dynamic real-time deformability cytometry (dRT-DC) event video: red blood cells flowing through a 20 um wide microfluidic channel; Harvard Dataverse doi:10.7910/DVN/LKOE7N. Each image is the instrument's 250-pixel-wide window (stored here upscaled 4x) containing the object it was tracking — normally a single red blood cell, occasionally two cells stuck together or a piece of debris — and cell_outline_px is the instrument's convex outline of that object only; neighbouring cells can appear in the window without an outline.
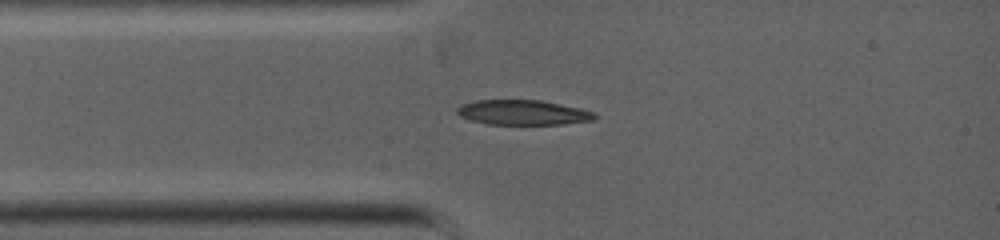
{"species": "common noctule bat (a hibernating species)", "species_latin": "Nyctalus noctula", "temperature_condition": "warm", "stored_images_in_passage": 1, "camera_frame_rate_fps": 5000, "um_per_image_px": 0.085, "animal": {"sex": "female", "body_mass_g": 19.0, "forearm_length_mm": 53.3}, "frame": {"image": 1, "passage_image": 1, "time_ms": 0.0, "image_size_px": [1000, 240], "cell_outline_px": [[596, 116], [592, 120], [560, 124], [488, 124], [472, 120], [460, 116], [456, 112], [456, 108], [460, 104], [476, 100], [540, 100], [580, 108], [596, 112]], "centroid_in_image_um": [44.42, 9.55], "position_along_channel_um": 40.6, "area_um2": 19.88}}